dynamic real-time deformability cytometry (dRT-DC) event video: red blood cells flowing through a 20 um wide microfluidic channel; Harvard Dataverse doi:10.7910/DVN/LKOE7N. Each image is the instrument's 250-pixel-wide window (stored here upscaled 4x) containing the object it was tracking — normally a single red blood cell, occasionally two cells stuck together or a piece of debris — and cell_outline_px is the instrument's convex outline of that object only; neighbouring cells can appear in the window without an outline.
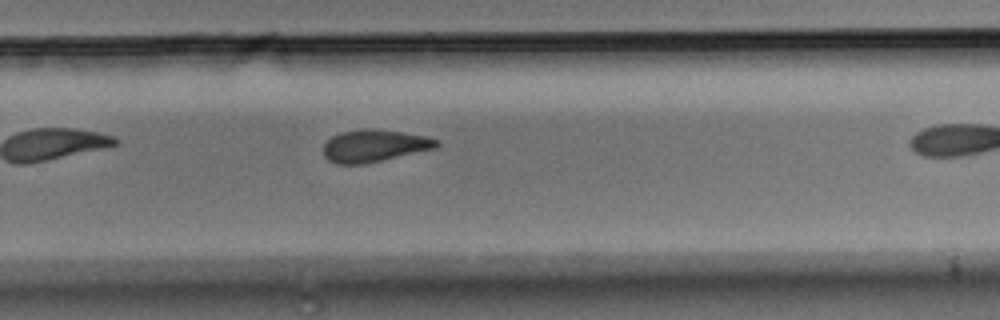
{"species": "Egyptian fruit bat (a non-hibernating species)", "species_latin": "Rousettus aegyptiacus", "temperature_condition": "room temperature", "stored_images_in_passage": 26, "camera_frame_rate_fps": 3000, "um_per_image_px": 0.085, "animal": {"sex": "male"}, "frame": {"image": 1, "passage_image": 19, "time_ms": 6.0, "image_size_px": [1000, 320], "cell_outline_px": [[440, 144], [436, 148], [364, 164], [336, 164], [328, 160], [324, 156], [324, 144], [332, 136], [340, 132], [364, 128], [368, 128], [400, 132], [424, 136], [440, 140]], "centroid_in_image_um": [31.8, 12.39], "position_along_channel_um": 298.0, "area_um2": 21.15}}